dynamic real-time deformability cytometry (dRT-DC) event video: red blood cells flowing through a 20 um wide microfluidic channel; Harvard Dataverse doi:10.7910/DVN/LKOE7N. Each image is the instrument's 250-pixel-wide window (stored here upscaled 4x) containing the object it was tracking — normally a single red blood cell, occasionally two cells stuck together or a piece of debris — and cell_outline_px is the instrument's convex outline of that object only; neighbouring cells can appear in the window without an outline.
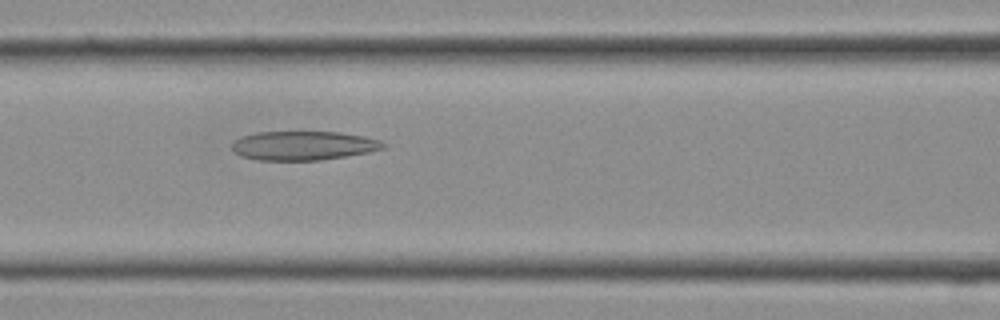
{"species": "Egyptian fruit bat (a non-hibernating species)", "species_latin": "Rousettus aegyptiacus", "temperature_condition": "cold", "stored_images_in_passage": 12, "camera_frame_rate_fps": 3000, "um_per_image_px": 0.085, "frame": {"image": 1, "passage_image": 12, "time_ms": 3.667, "image_size_px": [1000, 320], "cell_outline_px": [[388, 144], [384, 148], [368, 152], [320, 160], [260, 160], [240, 156], [232, 152], [232, 140], [240, 136], [256, 132], [340, 132], [364, 136], [380, 140]], "centroid_in_image_um": [25.74, 12.37], "position_along_channel_um": 140.9, "area_um2": 25.78}}